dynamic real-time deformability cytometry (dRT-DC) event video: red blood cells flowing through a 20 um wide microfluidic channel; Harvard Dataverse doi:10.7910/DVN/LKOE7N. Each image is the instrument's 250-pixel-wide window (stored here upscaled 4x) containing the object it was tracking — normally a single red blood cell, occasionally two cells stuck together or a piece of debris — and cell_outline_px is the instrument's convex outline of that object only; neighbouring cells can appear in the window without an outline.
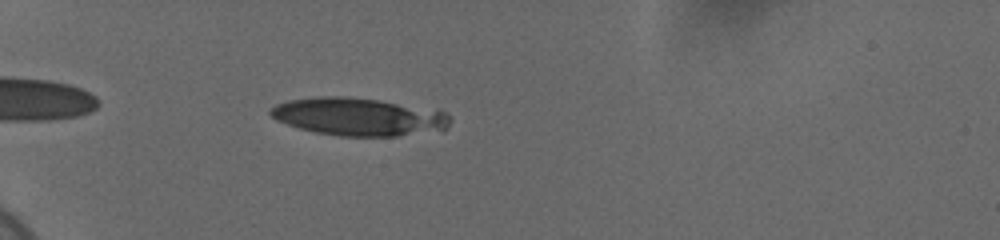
{"species": "human", "species_latin": "Homo sapiens", "temperature_condition": "cold", "stored_images_in_passage": 4, "camera_frame_rate_fps": 3000, "um_per_image_px": 0.085, "donor": {"sex": "female"}, "frame": {"image": 1, "passage_image": 3, "time_ms": 0.667, "image_size_px": [1000, 240], "cell_outline_px": [[452, 120], [444, 132], [396, 136], [340, 136], [316, 132], [300, 128], [276, 120], [268, 112], [276, 104], [288, 100], [316, 96], [344, 96], [380, 100], [444, 112]], "centroid_in_image_um": [30.51, 9.93], "position_along_channel_um": 54.5, "area_um2": 39.71}}